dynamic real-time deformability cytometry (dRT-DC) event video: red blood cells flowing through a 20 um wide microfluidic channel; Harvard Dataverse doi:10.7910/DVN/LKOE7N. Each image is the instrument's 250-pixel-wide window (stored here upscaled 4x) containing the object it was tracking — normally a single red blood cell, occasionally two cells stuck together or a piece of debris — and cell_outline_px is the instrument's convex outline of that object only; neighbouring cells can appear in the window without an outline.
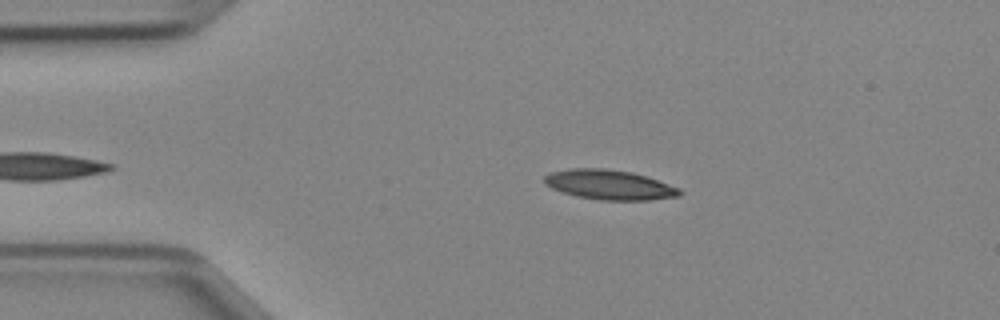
{"species": "Egyptian fruit bat (a non-hibernating species)", "species_latin": "Rousettus aegyptiacus", "temperature_condition": "cold", "stored_images_in_passage": 37, "camera_frame_rate_fps": 3000, "um_per_image_px": 0.085, "animal": {"sex": "female"}, "frame": {"image": 1, "passage_image": 4, "time_ms": 1.0, "image_size_px": [1000, 320], "cell_outline_px": [[680, 196], [648, 200], [600, 200], [576, 196], [552, 188], [544, 184], [544, 176], [552, 172], [572, 168], [604, 168], [632, 172], [680, 188]], "centroid_in_image_um": [51.77, 15.7], "position_along_channel_um": 33.2, "area_um2": 23.24}}
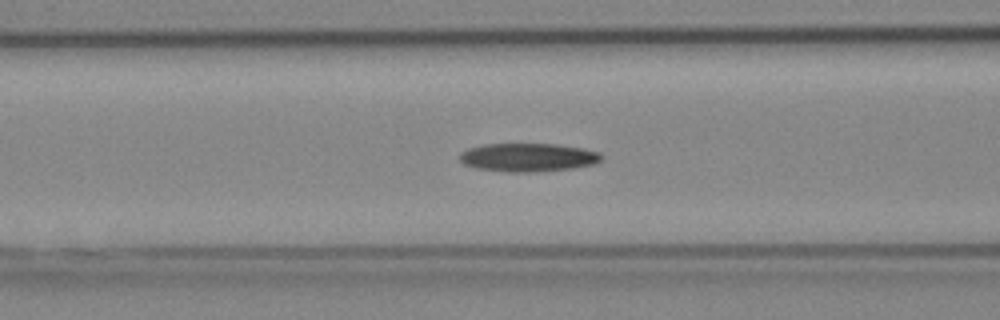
{"frame": {"image": 2, "passage_image": 13, "time_ms": 4.0, "image_size_px": [1000, 320], "cell_outline_px": [[604, 156], [596, 164], [572, 168], [536, 172], [508, 172], [476, 168], [464, 164], [460, 160], [460, 152], [468, 148], [484, 144], [556, 144], [584, 148], [600, 152]], "centroid_in_image_um": [44.91, 13.37], "position_along_channel_um": 121.7, "area_um2": 23.64}}
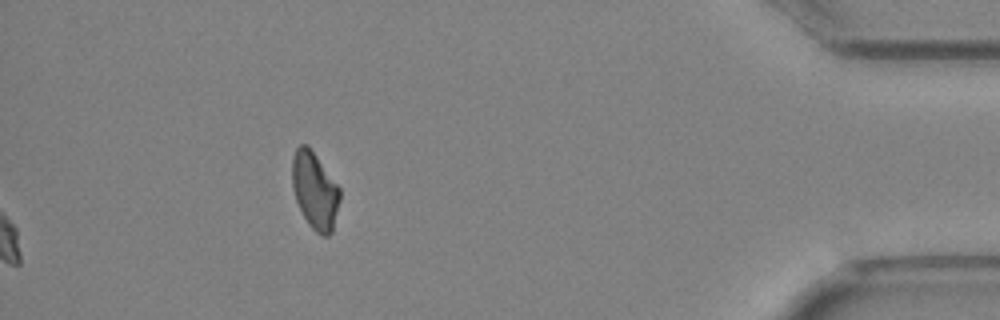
{"frame": {"image": 3, "passage_image": 37, "time_ms": 12.0, "image_size_px": [1000, 320], "cell_outline_px": [[340, 200], [332, 232], [328, 236], [320, 236], [308, 224], [296, 200], [292, 188], [292, 160], [296, 148], [300, 144], [308, 144], [340, 188]], "centroid_in_image_um": [26.76, 16.19], "position_along_channel_um": 408.4, "area_um2": 21.44}}